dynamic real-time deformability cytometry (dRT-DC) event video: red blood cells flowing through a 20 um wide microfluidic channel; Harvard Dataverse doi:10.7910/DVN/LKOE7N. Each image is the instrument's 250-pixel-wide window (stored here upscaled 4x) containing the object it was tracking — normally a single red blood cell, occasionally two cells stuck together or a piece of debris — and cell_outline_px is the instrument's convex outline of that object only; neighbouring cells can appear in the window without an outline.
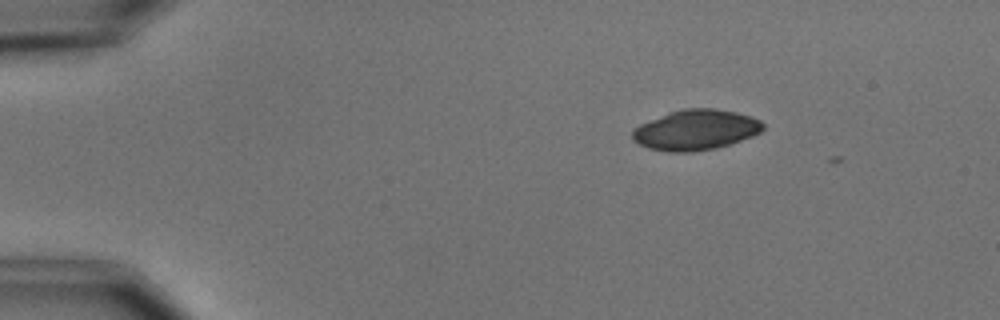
{"species": "common noctule bat (a hibernating species)", "species_latin": "Nyctalus noctula", "temperature_condition": "cold", "stored_images_in_passage": 6, "camera_frame_rate_fps": 3000, "um_per_image_px": 0.085, "animal": {"sex": "male", "body_mass_g": 15.6}, "frame": {"image": 1, "passage_image": 4, "time_ms": 1.0, "image_size_px": [1000, 320], "cell_outline_px": [[764, 128], [760, 132], [752, 136], [716, 148], [692, 152], [668, 152], [648, 148], [632, 140], [632, 132], [640, 124], [668, 112], [684, 108], [712, 108], [736, 112], [752, 116], [760, 120], [764, 124]], "centroid_in_image_um": [59.13, 11.04], "position_along_channel_um": 25.9, "area_um2": 30.69}}